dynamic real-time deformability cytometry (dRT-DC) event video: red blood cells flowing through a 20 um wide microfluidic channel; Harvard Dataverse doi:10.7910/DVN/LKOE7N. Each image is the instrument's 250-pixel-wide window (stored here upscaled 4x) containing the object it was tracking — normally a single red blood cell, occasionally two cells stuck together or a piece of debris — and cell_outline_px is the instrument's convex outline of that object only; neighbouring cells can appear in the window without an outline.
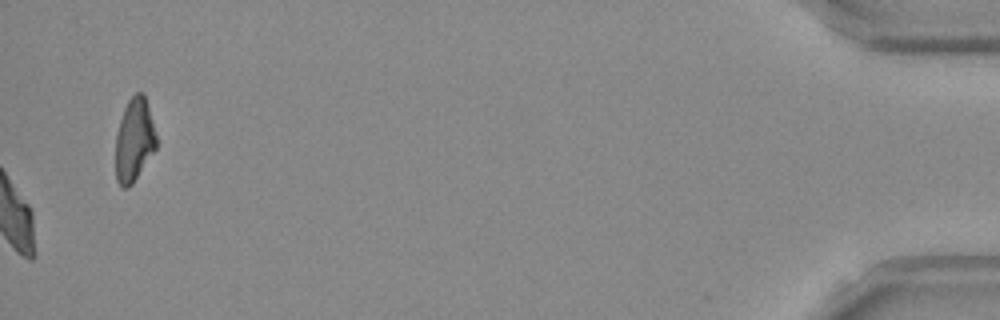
{"species": "Egyptian fruit bat (a non-hibernating species)", "species_latin": "Rousettus aegyptiacus", "temperature_condition": "room temperature", "stored_images_in_passage": 53, "camera_frame_rate_fps": 3000, "um_per_image_px": 0.085, "frame": {"image": 1, "passage_image": 53, "time_ms": 17.333, "image_size_px": [1000, 320], "cell_outline_px": [[156, 148], [132, 184], [128, 188], [124, 188], [116, 180], [116, 136], [120, 120], [124, 108], [128, 100], [136, 92], [144, 92], [152, 120], [156, 136]], "centroid_in_image_um": [11.4, 11.88], "position_along_channel_um": 423.8, "area_um2": 19.54}, "authors_computed_cell_mechanics": {"area_um2": 22.1374, "velocity_mm_per_s": 3.7727, "shape_relaxation_time_tau1_ms": 6.2349, "shape_relaxation_time_tau2_ms": 1.834, "deformation_change_tau1": 0.1834, "deformation_change_tau2": 0.0871}}